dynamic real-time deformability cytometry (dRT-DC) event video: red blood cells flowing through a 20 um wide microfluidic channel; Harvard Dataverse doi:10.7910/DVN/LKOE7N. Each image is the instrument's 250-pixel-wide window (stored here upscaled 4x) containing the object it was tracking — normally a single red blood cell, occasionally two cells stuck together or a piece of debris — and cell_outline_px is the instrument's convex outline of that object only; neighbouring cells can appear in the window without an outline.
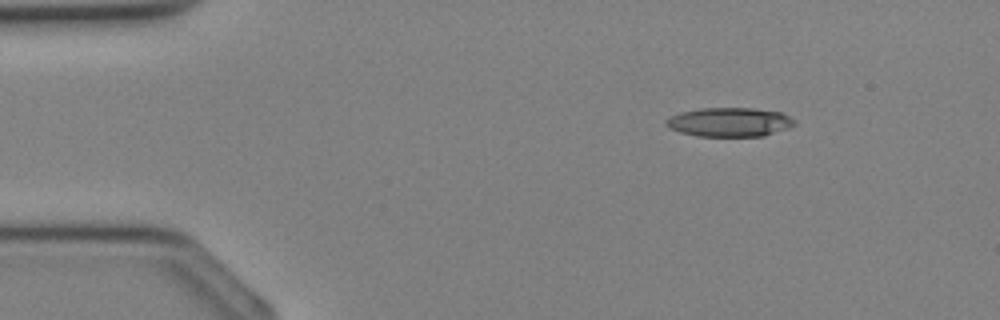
{"species": "Egyptian fruit bat (a non-hibernating species)", "species_latin": "Rousettus aegyptiacus", "temperature_condition": "cold", "stored_images_in_passage": 34, "camera_frame_rate_fps": 3000, "um_per_image_px": 0.085, "animal": {"sex": "female"}, "frame": {"image": 1, "passage_image": 4, "time_ms": 1.0, "image_size_px": [1000, 320], "cell_outline_px": [[796, 124], [764, 136], [696, 136], [680, 132], [668, 128], [664, 124], [664, 120], [680, 112], [700, 108], [752, 108], [780, 112], [796, 120]], "centroid_in_image_um": [61.96, 10.38], "position_along_channel_um": 23.0, "area_um2": 21.73}}
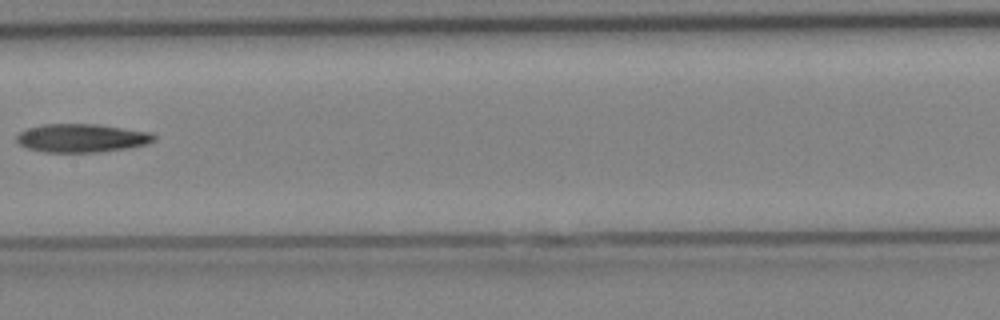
{"frame": {"image": 2, "passage_image": 17, "time_ms": 5.333, "image_size_px": [1000, 320], "cell_outline_px": [[156, 140], [148, 144], [132, 148], [100, 152], [44, 152], [28, 148], [20, 144], [16, 140], [16, 136], [20, 132], [28, 128], [44, 124], [96, 124], [152, 132], [156, 136]], "centroid_in_image_um": [7.01, 11.74], "position_along_channel_um": 200.4, "area_um2": 22.95}}
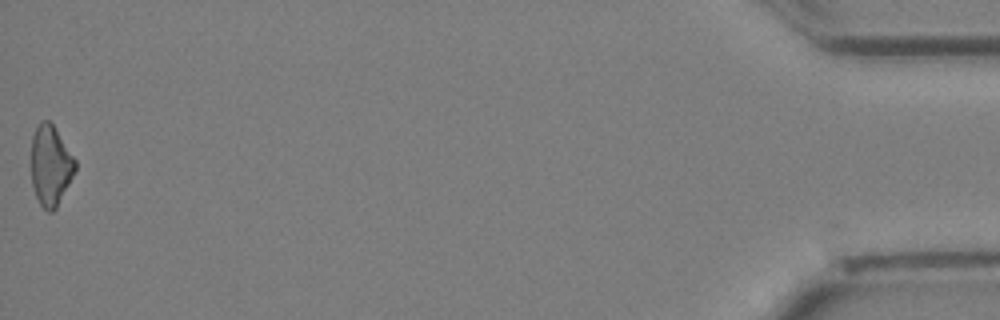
{"frame": {"image": 3, "passage_image": 34, "time_ms": 11.0, "image_size_px": [1000, 320], "cell_outline_px": [[76, 168], [56, 208], [52, 212], [48, 212], [40, 204], [36, 196], [32, 184], [32, 136], [40, 120], [48, 120], [52, 124], [76, 160]], "centroid_in_image_um": [4.29, 14.06], "position_along_channel_um": 430.9, "area_um2": 20.17}}